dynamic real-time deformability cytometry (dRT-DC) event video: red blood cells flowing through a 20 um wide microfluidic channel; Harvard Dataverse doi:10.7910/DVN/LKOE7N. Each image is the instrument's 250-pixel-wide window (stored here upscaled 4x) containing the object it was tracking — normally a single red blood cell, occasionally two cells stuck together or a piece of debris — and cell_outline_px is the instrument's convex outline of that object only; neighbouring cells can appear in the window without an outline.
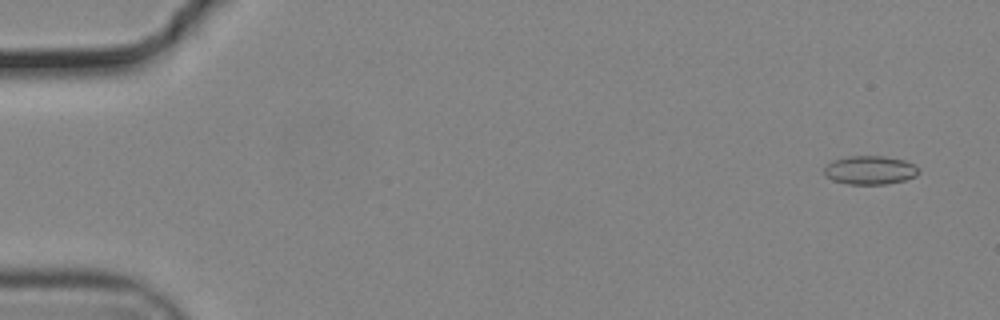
{"species": "common noctule bat (a hibernating species)", "species_latin": "Nyctalus noctula", "temperature_condition": "cold", "stored_images_in_passage": 15, "camera_frame_rate_fps": 3000, "um_per_image_px": 0.085, "animal": {"sex": "male", "body_mass_g": 19.2, "forearm_length_mm": 51.8}, "frame": {"image": 1, "passage_image": 3, "time_ms": 0.667, "image_size_px": [1000, 320], "cell_outline_px": [[920, 172], [916, 176], [904, 180], [888, 184], [848, 184], [832, 180], [824, 176], [824, 168], [832, 160], [848, 156], [884, 156], [904, 160], [920, 168]], "centroid_in_image_um": [73.94, 14.46], "position_along_channel_um": 11.1, "area_um2": 15.9}}